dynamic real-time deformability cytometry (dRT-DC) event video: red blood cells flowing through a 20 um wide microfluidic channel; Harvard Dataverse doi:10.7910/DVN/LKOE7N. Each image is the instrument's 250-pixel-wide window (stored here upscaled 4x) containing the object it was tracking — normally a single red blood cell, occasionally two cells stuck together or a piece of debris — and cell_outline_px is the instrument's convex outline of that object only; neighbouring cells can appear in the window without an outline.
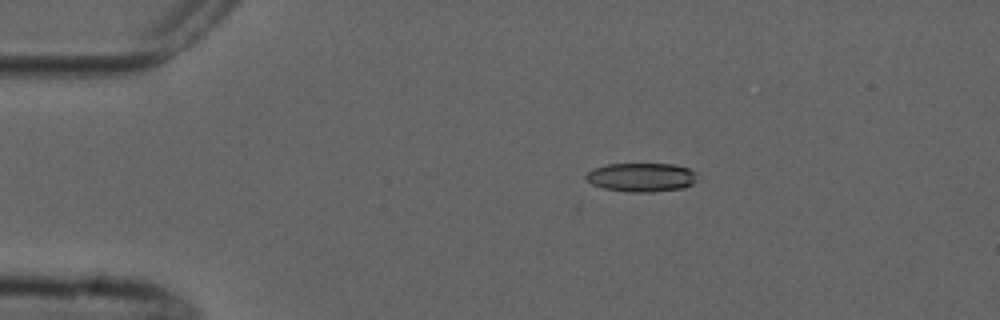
{"species": "common noctule bat (a hibernating species)", "species_latin": "Nyctalus noctula", "temperature_condition": "cold", "stored_images_in_passage": 5, "camera_frame_rate_fps": 3000, "um_per_image_px": 0.085, "animal": {"sex": "male", "forearm_length_mm": 52.5}, "frame": {"image": 1, "passage_image": 3, "time_ms": 2.333, "image_size_px": [1000, 320], "cell_outline_px": [[696, 180], [692, 184], [684, 188], [652, 192], [628, 192], [604, 188], [592, 184], [584, 180], [584, 176], [592, 168], [608, 164], [672, 164], [688, 168], [696, 172]], "centroid_in_image_um": [54.49, 15.07], "position_along_channel_um": 30.5, "area_um2": 18.84}}